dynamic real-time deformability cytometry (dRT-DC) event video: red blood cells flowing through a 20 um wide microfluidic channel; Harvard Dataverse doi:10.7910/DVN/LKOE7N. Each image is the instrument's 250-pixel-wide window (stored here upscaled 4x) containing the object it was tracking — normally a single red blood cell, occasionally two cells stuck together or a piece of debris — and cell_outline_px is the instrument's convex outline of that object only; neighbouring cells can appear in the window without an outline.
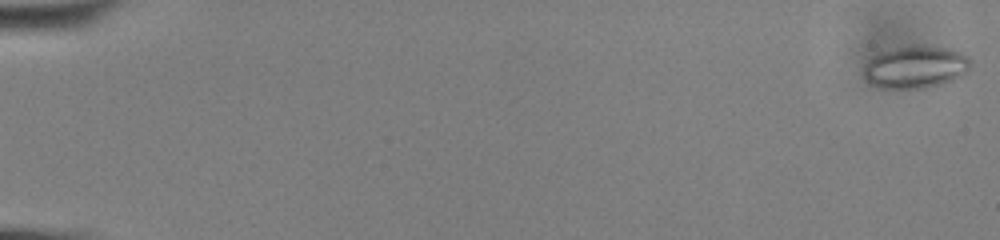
{"species": "common noctule bat (a hibernating species)", "species_latin": "Nyctalus noctula", "temperature_condition": "cold", "stored_images_in_passage": 59, "camera_frame_rate_fps": 3000, "um_per_image_px": 0.085, "animal": {"sex": "male", "body_mass_g": 13.0, "forearm_length_mm": 53.1}, "frame": {"image": 1, "passage_image": 1, "time_ms": 0.0, "image_size_px": [1000, 240], "cell_outline_px": [[972, 64], [968, 72], [952, 80], [940, 84], [924, 88], [876, 88], [860, 72], [864, 64], [876, 52], [908, 44], [952, 48], [968, 56], [972, 60]], "centroid_in_image_um": [77.79, 5.67], "position_along_channel_um": 7.2, "area_um2": 27.17}}
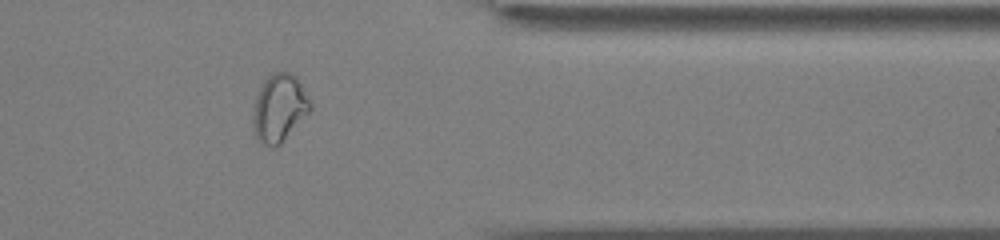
{"frame": {"image": 2, "passage_image": 49, "time_ms": 16.0, "image_size_px": [1000, 240], "cell_outline_px": [[312, 108], [280, 144], [276, 148], [272, 148], [260, 144], [256, 140], [252, 124], [252, 116], [256, 96], [260, 84], [272, 72], [292, 72], [296, 76], [312, 100]], "centroid_in_image_um": [23.72, 9.18], "position_along_channel_um": 387.7, "area_um2": 23.06}}
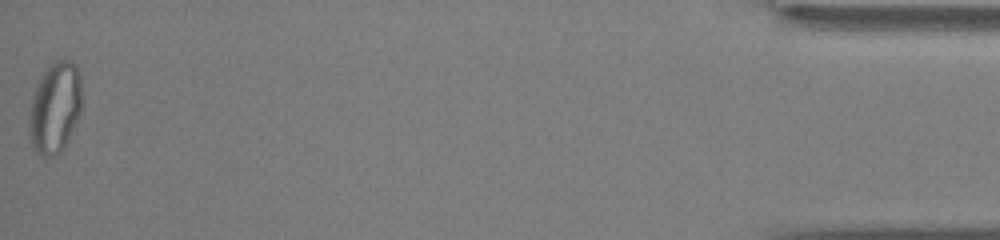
{"frame": {"image": 3, "passage_image": 59, "time_ms": 19.333, "image_size_px": [1000, 240], "cell_outline_px": [[80, 112], [68, 140], [64, 148], [56, 156], [40, 156], [32, 148], [28, 140], [28, 120], [32, 100], [36, 88], [44, 72], [56, 60], [72, 60], [76, 64], [80, 76]], "centroid_in_image_um": [4.65, 9.21], "position_along_channel_um": 430.6, "area_um2": 27.86}}